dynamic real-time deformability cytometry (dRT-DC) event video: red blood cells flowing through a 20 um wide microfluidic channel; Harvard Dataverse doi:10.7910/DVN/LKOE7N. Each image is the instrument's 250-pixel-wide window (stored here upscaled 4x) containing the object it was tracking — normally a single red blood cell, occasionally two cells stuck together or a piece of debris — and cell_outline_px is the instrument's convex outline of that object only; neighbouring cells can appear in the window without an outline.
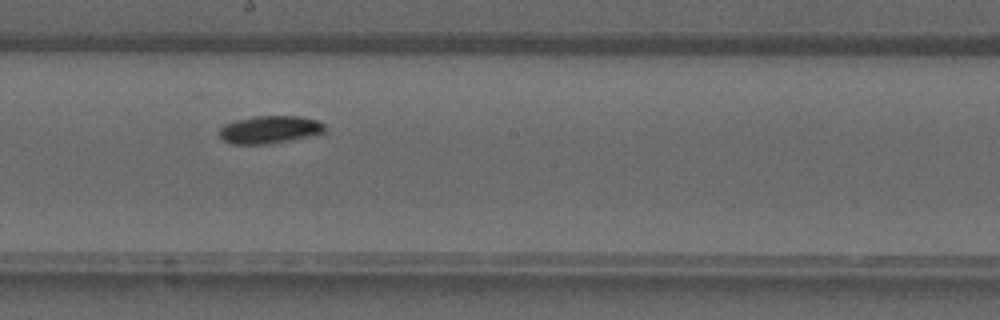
{"species": "common noctule bat (a hibernating species)", "species_latin": "Nyctalus noctula", "temperature_condition": "warm", "stored_images_in_passage": 28, "camera_frame_rate_fps": 3000, "um_per_image_px": 0.085, "animal": {"sex": "male", "forearm_length_mm": 52.5}, "frame": {"image": 1, "passage_image": 10, "time_ms": 3.0, "image_size_px": [1000, 320], "cell_outline_px": [[328, 128], [320, 136], [268, 144], [232, 144], [224, 140], [220, 136], [220, 128], [224, 124], [236, 120], [252, 116], [300, 116], [320, 120]], "centroid_in_image_um": [23.04, 11.02], "position_along_channel_um": 225.2, "area_um2": 17.57}}
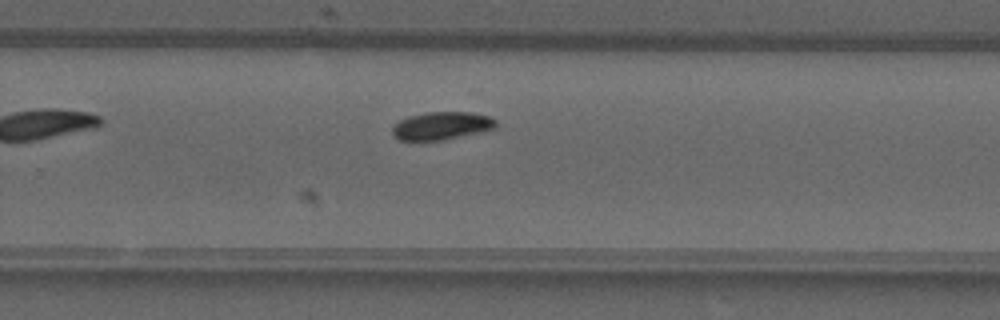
{"frame": {"image": 2, "passage_image": 14, "time_ms": 4.333, "image_size_px": [1000, 320], "cell_outline_px": [[496, 128], [480, 132], [444, 140], [400, 140], [392, 136], [392, 128], [400, 120], [408, 116], [428, 112], [472, 112], [488, 116], [496, 120]], "centroid_in_image_um": [37.54, 10.69], "position_along_channel_um": 292.3, "area_um2": 16.82}}
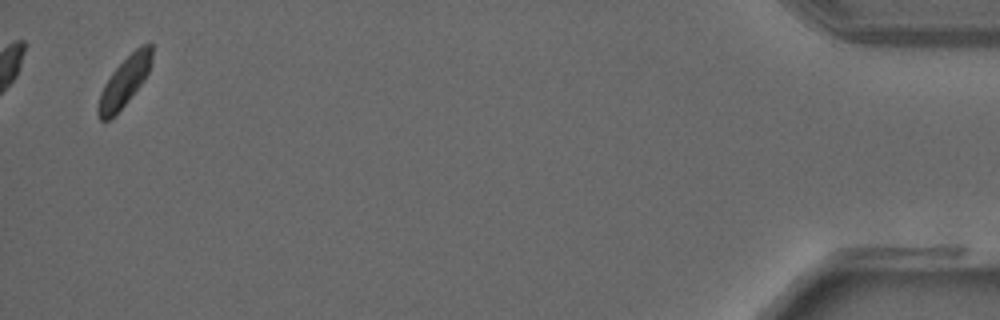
{"frame": {"image": 3, "passage_image": 27, "time_ms": 8.667, "image_size_px": [1000, 320], "cell_outline_px": [[152, 60], [148, 72], [140, 84], [128, 100], [108, 120], [100, 120], [96, 112], [96, 108], [100, 92], [104, 84], [112, 72], [140, 44], [152, 44]], "centroid_in_image_um": [10.55, 6.93], "position_along_channel_um": 424.7, "area_um2": 15.09}}